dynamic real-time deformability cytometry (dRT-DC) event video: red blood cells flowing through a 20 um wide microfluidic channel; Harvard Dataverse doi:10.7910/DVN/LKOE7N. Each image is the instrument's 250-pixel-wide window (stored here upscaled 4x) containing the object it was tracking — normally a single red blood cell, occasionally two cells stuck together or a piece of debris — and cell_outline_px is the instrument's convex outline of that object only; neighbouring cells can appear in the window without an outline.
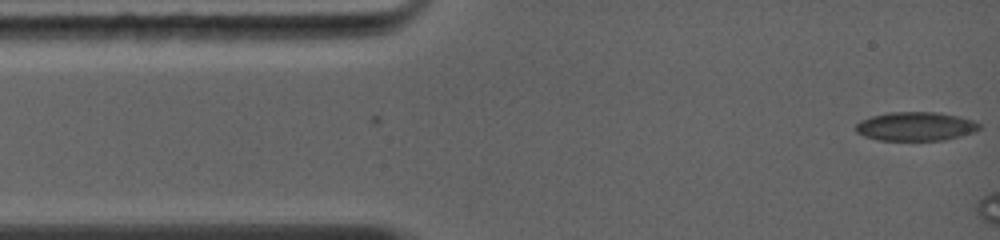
{"species": "common noctule bat (a hibernating species)", "species_latin": "Nyctalus noctula", "temperature_condition": "warm", "stored_images_in_passage": 5, "camera_frame_rate_fps": 5000, "um_per_image_px": 0.085, "animal": {"sex": "female", "body_mass_g": 19.0, "forearm_length_mm": 56.7}, "frame": {"image": 1, "passage_image": 1, "time_ms": 0.0, "image_size_px": [1000, 240], "cell_outline_px": [[980, 128], [972, 132], [940, 140], [880, 140], [864, 136], [856, 132], [856, 124], [872, 116], [892, 112], [932, 112], [956, 116], [972, 120], [980, 124]], "centroid_in_image_um": [77.79, 10.74], "position_along_channel_um": 7.2, "area_um2": 20.17}}